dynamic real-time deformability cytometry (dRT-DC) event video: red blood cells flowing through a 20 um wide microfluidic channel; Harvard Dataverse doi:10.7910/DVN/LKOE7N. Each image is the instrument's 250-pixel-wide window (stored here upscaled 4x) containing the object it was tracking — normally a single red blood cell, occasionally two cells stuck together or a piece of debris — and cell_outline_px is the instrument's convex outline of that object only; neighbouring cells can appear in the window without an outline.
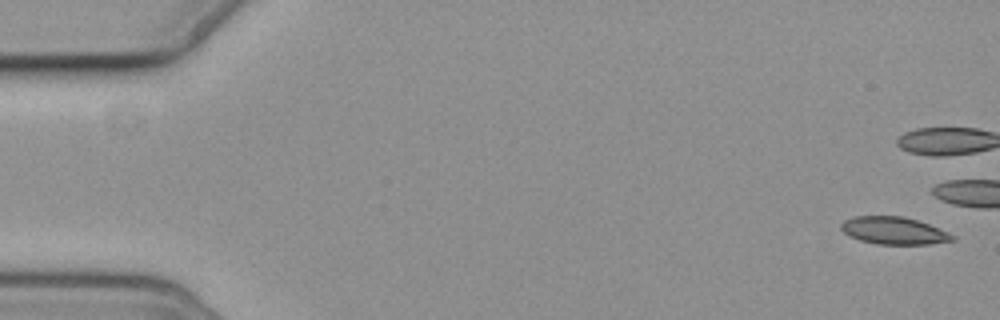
{"species": "common noctule bat (a hibernating species)", "species_latin": "Nyctalus noctula", "temperature_condition": "cold", "stored_images_in_passage": 6, "camera_frame_rate_fps": 3000, "um_per_image_px": 0.085, "animal": {"sex": "female", "body_mass_g": 19.3, "forearm_length_mm": 54.1}, "frame": {"image": 1, "passage_image": 1, "time_ms": 0.0, "image_size_px": [1000, 320], "cell_outline_px": [[956, 240], [928, 244], [876, 244], [860, 240], [844, 232], [840, 228], [840, 224], [844, 220], [856, 216], [904, 216], [928, 224], [948, 232], [956, 236]], "centroid_in_image_um": [75.99, 19.6], "position_along_channel_um": 9.0, "area_um2": 17.69}}